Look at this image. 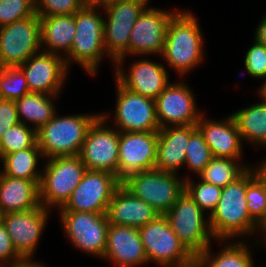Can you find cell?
I'll return each mask as SVG.
<instances>
[{
	"mask_svg": "<svg viewBox=\"0 0 266 267\" xmlns=\"http://www.w3.org/2000/svg\"><path fill=\"white\" fill-rule=\"evenodd\" d=\"M247 171L235 182L222 188L216 209L209 223L216 241H229L259 233L260 226L250 217L246 200Z\"/></svg>",
	"mask_w": 266,
	"mask_h": 267,
	"instance_id": "1",
	"label": "cell"
},
{
	"mask_svg": "<svg viewBox=\"0 0 266 267\" xmlns=\"http://www.w3.org/2000/svg\"><path fill=\"white\" fill-rule=\"evenodd\" d=\"M192 12L179 10L169 21L162 57L179 76L188 74L204 59L201 27Z\"/></svg>",
	"mask_w": 266,
	"mask_h": 267,
	"instance_id": "2",
	"label": "cell"
},
{
	"mask_svg": "<svg viewBox=\"0 0 266 267\" xmlns=\"http://www.w3.org/2000/svg\"><path fill=\"white\" fill-rule=\"evenodd\" d=\"M98 113L75 114L53 118L37 130V145L45 159L78 156L90 126Z\"/></svg>",
	"mask_w": 266,
	"mask_h": 267,
	"instance_id": "3",
	"label": "cell"
},
{
	"mask_svg": "<svg viewBox=\"0 0 266 267\" xmlns=\"http://www.w3.org/2000/svg\"><path fill=\"white\" fill-rule=\"evenodd\" d=\"M99 7L97 4L84 5L75 14V37L69 53L64 57L68 68L72 61L77 62L91 76L96 75L107 54L103 36L104 18L100 16L104 12H97Z\"/></svg>",
	"mask_w": 266,
	"mask_h": 267,
	"instance_id": "4",
	"label": "cell"
},
{
	"mask_svg": "<svg viewBox=\"0 0 266 267\" xmlns=\"http://www.w3.org/2000/svg\"><path fill=\"white\" fill-rule=\"evenodd\" d=\"M148 0H108L100 5L104 17V45L114 65H122L129 54L131 30Z\"/></svg>",
	"mask_w": 266,
	"mask_h": 267,
	"instance_id": "5",
	"label": "cell"
},
{
	"mask_svg": "<svg viewBox=\"0 0 266 267\" xmlns=\"http://www.w3.org/2000/svg\"><path fill=\"white\" fill-rule=\"evenodd\" d=\"M39 185V202L46 209L62 208L81 182L86 166L79 156L46 159Z\"/></svg>",
	"mask_w": 266,
	"mask_h": 267,
	"instance_id": "6",
	"label": "cell"
},
{
	"mask_svg": "<svg viewBox=\"0 0 266 267\" xmlns=\"http://www.w3.org/2000/svg\"><path fill=\"white\" fill-rule=\"evenodd\" d=\"M122 185L160 215H165L185 191L184 178L155 168L128 176L122 181Z\"/></svg>",
	"mask_w": 266,
	"mask_h": 267,
	"instance_id": "7",
	"label": "cell"
},
{
	"mask_svg": "<svg viewBox=\"0 0 266 267\" xmlns=\"http://www.w3.org/2000/svg\"><path fill=\"white\" fill-rule=\"evenodd\" d=\"M165 216L172 231L194 256H199L215 240L209 218L206 220L205 212L186 191L178 197Z\"/></svg>",
	"mask_w": 266,
	"mask_h": 267,
	"instance_id": "8",
	"label": "cell"
},
{
	"mask_svg": "<svg viewBox=\"0 0 266 267\" xmlns=\"http://www.w3.org/2000/svg\"><path fill=\"white\" fill-rule=\"evenodd\" d=\"M100 114L90 126L78 156L87 170L106 171L118 177L120 132L105 123L108 113Z\"/></svg>",
	"mask_w": 266,
	"mask_h": 267,
	"instance_id": "9",
	"label": "cell"
},
{
	"mask_svg": "<svg viewBox=\"0 0 266 267\" xmlns=\"http://www.w3.org/2000/svg\"><path fill=\"white\" fill-rule=\"evenodd\" d=\"M148 262L161 267H170L190 261L194 255L185 247L172 231L165 215L138 228Z\"/></svg>",
	"mask_w": 266,
	"mask_h": 267,
	"instance_id": "10",
	"label": "cell"
},
{
	"mask_svg": "<svg viewBox=\"0 0 266 267\" xmlns=\"http://www.w3.org/2000/svg\"><path fill=\"white\" fill-rule=\"evenodd\" d=\"M41 49L37 13L0 27V68L19 67Z\"/></svg>",
	"mask_w": 266,
	"mask_h": 267,
	"instance_id": "11",
	"label": "cell"
},
{
	"mask_svg": "<svg viewBox=\"0 0 266 267\" xmlns=\"http://www.w3.org/2000/svg\"><path fill=\"white\" fill-rule=\"evenodd\" d=\"M64 233L75 248L103 259L109 222L106 214L60 211Z\"/></svg>",
	"mask_w": 266,
	"mask_h": 267,
	"instance_id": "12",
	"label": "cell"
},
{
	"mask_svg": "<svg viewBox=\"0 0 266 267\" xmlns=\"http://www.w3.org/2000/svg\"><path fill=\"white\" fill-rule=\"evenodd\" d=\"M114 128L119 132H151L160 129L154 99L125 88L116 78Z\"/></svg>",
	"mask_w": 266,
	"mask_h": 267,
	"instance_id": "13",
	"label": "cell"
},
{
	"mask_svg": "<svg viewBox=\"0 0 266 267\" xmlns=\"http://www.w3.org/2000/svg\"><path fill=\"white\" fill-rule=\"evenodd\" d=\"M121 184L112 173L87 170L69 200L59 210L106 214L108 204Z\"/></svg>",
	"mask_w": 266,
	"mask_h": 267,
	"instance_id": "14",
	"label": "cell"
},
{
	"mask_svg": "<svg viewBox=\"0 0 266 267\" xmlns=\"http://www.w3.org/2000/svg\"><path fill=\"white\" fill-rule=\"evenodd\" d=\"M178 11L149 8L147 5L131 30L129 56L162 55L169 21Z\"/></svg>",
	"mask_w": 266,
	"mask_h": 267,
	"instance_id": "15",
	"label": "cell"
},
{
	"mask_svg": "<svg viewBox=\"0 0 266 267\" xmlns=\"http://www.w3.org/2000/svg\"><path fill=\"white\" fill-rule=\"evenodd\" d=\"M50 210L43 205L34 209L4 213L2 223L10 236L16 252L25 260H32L37 245L48 222Z\"/></svg>",
	"mask_w": 266,
	"mask_h": 267,
	"instance_id": "16",
	"label": "cell"
},
{
	"mask_svg": "<svg viewBox=\"0 0 266 267\" xmlns=\"http://www.w3.org/2000/svg\"><path fill=\"white\" fill-rule=\"evenodd\" d=\"M159 127L197 125L203 112L186 83H170L155 99Z\"/></svg>",
	"mask_w": 266,
	"mask_h": 267,
	"instance_id": "17",
	"label": "cell"
},
{
	"mask_svg": "<svg viewBox=\"0 0 266 267\" xmlns=\"http://www.w3.org/2000/svg\"><path fill=\"white\" fill-rule=\"evenodd\" d=\"M158 131L120 132L118 150V179L155 168Z\"/></svg>",
	"mask_w": 266,
	"mask_h": 267,
	"instance_id": "18",
	"label": "cell"
},
{
	"mask_svg": "<svg viewBox=\"0 0 266 267\" xmlns=\"http://www.w3.org/2000/svg\"><path fill=\"white\" fill-rule=\"evenodd\" d=\"M30 92L60 95L69 68L63 56L39 51L19 66Z\"/></svg>",
	"mask_w": 266,
	"mask_h": 267,
	"instance_id": "19",
	"label": "cell"
},
{
	"mask_svg": "<svg viewBox=\"0 0 266 267\" xmlns=\"http://www.w3.org/2000/svg\"><path fill=\"white\" fill-rule=\"evenodd\" d=\"M123 65H115V78L127 89L156 99L171 83L165 65L150 59L136 60L126 73Z\"/></svg>",
	"mask_w": 266,
	"mask_h": 267,
	"instance_id": "20",
	"label": "cell"
},
{
	"mask_svg": "<svg viewBox=\"0 0 266 267\" xmlns=\"http://www.w3.org/2000/svg\"><path fill=\"white\" fill-rule=\"evenodd\" d=\"M103 258L118 267L148 263L138 228L109 224Z\"/></svg>",
	"mask_w": 266,
	"mask_h": 267,
	"instance_id": "21",
	"label": "cell"
},
{
	"mask_svg": "<svg viewBox=\"0 0 266 267\" xmlns=\"http://www.w3.org/2000/svg\"><path fill=\"white\" fill-rule=\"evenodd\" d=\"M203 113L197 122V128L203 134L213 157L240 159L243 152V141L238 125L231 114L224 120H210Z\"/></svg>",
	"mask_w": 266,
	"mask_h": 267,
	"instance_id": "22",
	"label": "cell"
},
{
	"mask_svg": "<svg viewBox=\"0 0 266 267\" xmlns=\"http://www.w3.org/2000/svg\"><path fill=\"white\" fill-rule=\"evenodd\" d=\"M160 215L122 184L115 190L106 212L109 224L140 228Z\"/></svg>",
	"mask_w": 266,
	"mask_h": 267,
	"instance_id": "23",
	"label": "cell"
},
{
	"mask_svg": "<svg viewBox=\"0 0 266 267\" xmlns=\"http://www.w3.org/2000/svg\"><path fill=\"white\" fill-rule=\"evenodd\" d=\"M197 125L168 126L158 130L155 169L176 173L185 164L186 147Z\"/></svg>",
	"mask_w": 266,
	"mask_h": 267,
	"instance_id": "24",
	"label": "cell"
},
{
	"mask_svg": "<svg viewBox=\"0 0 266 267\" xmlns=\"http://www.w3.org/2000/svg\"><path fill=\"white\" fill-rule=\"evenodd\" d=\"M39 205V186L33 180L13 178L0 171V209L3 214L27 211Z\"/></svg>",
	"mask_w": 266,
	"mask_h": 267,
	"instance_id": "25",
	"label": "cell"
},
{
	"mask_svg": "<svg viewBox=\"0 0 266 267\" xmlns=\"http://www.w3.org/2000/svg\"><path fill=\"white\" fill-rule=\"evenodd\" d=\"M39 17L41 47L47 46L42 51L65 57L76 33L75 14Z\"/></svg>",
	"mask_w": 266,
	"mask_h": 267,
	"instance_id": "26",
	"label": "cell"
},
{
	"mask_svg": "<svg viewBox=\"0 0 266 267\" xmlns=\"http://www.w3.org/2000/svg\"><path fill=\"white\" fill-rule=\"evenodd\" d=\"M261 97L259 103L242 108L232 115L238 125L242 141L252 146L259 145L266 148V98ZM254 144V145H253Z\"/></svg>",
	"mask_w": 266,
	"mask_h": 267,
	"instance_id": "27",
	"label": "cell"
},
{
	"mask_svg": "<svg viewBox=\"0 0 266 267\" xmlns=\"http://www.w3.org/2000/svg\"><path fill=\"white\" fill-rule=\"evenodd\" d=\"M58 95L29 92L27 95L15 101L19 122L27 125L34 124V129L50 121L56 113L52 100Z\"/></svg>",
	"mask_w": 266,
	"mask_h": 267,
	"instance_id": "28",
	"label": "cell"
},
{
	"mask_svg": "<svg viewBox=\"0 0 266 267\" xmlns=\"http://www.w3.org/2000/svg\"><path fill=\"white\" fill-rule=\"evenodd\" d=\"M40 158L44 157L39 147L6 154L0 159L3 166L1 172L13 178L33 180L39 186L42 172L37 169V165Z\"/></svg>",
	"mask_w": 266,
	"mask_h": 267,
	"instance_id": "29",
	"label": "cell"
},
{
	"mask_svg": "<svg viewBox=\"0 0 266 267\" xmlns=\"http://www.w3.org/2000/svg\"><path fill=\"white\" fill-rule=\"evenodd\" d=\"M224 242V243H223ZM231 242V243H229ZM222 240L224 246L220 252L213 255L211 245L208 246L199 258L203 261L205 267H254L251 251L247 243L242 241L233 242Z\"/></svg>",
	"mask_w": 266,
	"mask_h": 267,
	"instance_id": "30",
	"label": "cell"
},
{
	"mask_svg": "<svg viewBox=\"0 0 266 267\" xmlns=\"http://www.w3.org/2000/svg\"><path fill=\"white\" fill-rule=\"evenodd\" d=\"M238 161L241 159L213 157L198 175V179L223 188L235 182L250 168V165Z\"/></svg>",
	"mask_w": 266,
	"mask_h": 267,
	"instance_id": "31",
	"label": "cell"
},
{
	"mask_svg": "<svg viewBox=\"0 0 266 267\" xmlns=\"http://www.w3.org/2000/svg\"><path fill=\"white\" fill-rule=\"evenodd\" d=\"M246 200L250 217L260 226L266 225V186L252 166L247 170Z\"/></svg>",
	"mask_w": 266,
	"mask_h": 267,
	"instance_id": "32",
	"label": "cell"
},
{
	"mask_svg": "<svg viewBox=\"0 0 266 267\" xmlns=\"http://www.w3.org/2000/svg\"><path fill=\"white\" fill-rule=\"evenodd\" d=\"M38 147L37 130L21 122L7 130L0 139V159L16 151Z\"/></svg>",
	"mask_w": 266,
	"mask_h": 267,
	"instance_id": "33",
	"label": "cell"
},
{
	"mask_svg": "<svg viewBox=\"0 0 266 267\" xmlns=\"http://www.w3.org/2000/svg\"><path fill=\"white\" fill-rule=\"evenodd\" d=\"M185 179V191L195 201V203L208 214L216 209L218 201L221 197L222 187L203 182L202 180L196 183L186 176Z\"/></svg>",
	"mask_w": 266,
	"mask_h": 267,
	"instance_id": "34",
	"label": "cell"
},
{
	"mask_svg": "<svg viewBox=\"0 0 266 267\" xmlns=\"http://www.w3.org/2000/svg\"><path fill=\"white\" fill-rule=\"evenodd\" d=\"M29 92L27 79L19 67L0 68V99L16 101Z\"/></svg>",
	"mask_w": 266,
	"mask_h": 267,
	"instance_id": "35",
	"label": "cell"
},
{
	"mask_svg": "<svg viewBox=\"0 0 266 267\" xmlns=\"http://www.w3.org/2000/svg\"><path fill=\"white\" fill-rule=\"evenodd\" d=\"M212 158V152L205 142L203 134L197 129L190 136L186 147L185 166L198 176Z\"/></svg>",
	"mask_w": 266,
	"mask_h": 267,
	"instance_id": "36",
	"label": "cell"
},
{
	"mask_svg": "<svg viewBox=\"0 0 266 267\" xmlns=\"http://www.w3.org/2000/svg\"><path fill=\"white\" fill-rule=\"evenodd\" d=\"M35 14V0H0V27Z\"/></svg>",
	"mask_w": 266,
	"mask_h": 267,
	"instance_id": "37",
	"label": "cell"
},
{
	"mask_svg": "<svg viewBox=\"0 0 266 267\" xmlns=\"http://www.w3.org/2000/svg\"><path fill=\"white\" fill-rule=\"evenodd\" d=\"M84 5L81 0H35L38 16L76 14Z\"/></svg>",
	"mask_w": 266,
	"mask_h": 267,
	"instance_id": "38",
	"label": "cell"
},
{
	"mask_svg": "<svg viewBox=\"0 0 266 267\" xmlns=\"http://www.w3.org/2000/svg\"><path fill=\"white\" fill-rule=\"evenodd\" d=\"M253 42L245 54V71L253 78L264 79V83L261 84L262 87L266 83V46L255 39Z\"/></svg>",
	"mask_w": 266,
	"mask_h": 267,
	"instance_id": "39",
	"label": "cell"
},
{
	"mask_svg": "<svg viewBox=\"0 0 266 267\" xmlns=\"http://www.w3.org/2000/svg\"><path fill=\"white\" fill-rule=\"evenodd\" d=\"M12 260V261H11ZM25 261L15 250L5 225L0 223V262L11 267Z\"/></svg>",
	"mask_w": 266,
	"mask_h": 267,
	"instance_id": "40",
	"label": "cell"
},
{
	"mask_svg": "<svg viewBox=\"0 0 266 267\" xmlns=\"http://www.w3.org/2000/svg\"><path fill=\"white\" fill-rule=\"evenodd\" d=\"M18 123L15 101L0 99V139L7 130Z\"/></svg>",
	"mask_w": 266,
	"mask_h": 267,
	"instance_id": "41",
	"label": "cell"
},
{
	"mask_svg": "<svg viewBox=\"0 0 266 267\" xmlns=\"http://www.w3.org/2000/svg\"><path fill=\"white\" fill-rule=\"evenodd\" d=\"M254 39L266 46V15H264L257 27Z\"/></svg>",
	"mask_w": 266,
	"mask_h": 267,
	"instance_id": "42",
	"label": "cell"
},
{
	"mask_svg": "<svg viewBox=\"0 0 266 267\" xmlns=\"http://www.w3.org/2000/svg\"><path fill=\"white\" fill-rule=\"evenodd\" d=\"M170 267H205L203 264V261L199 258V256H194L190 261L179 264V265H173Z\"/></svg>",
	"mask_w": 266,
	"mask_h": 267,
	"instance_id": "43",
	"label": "cell"
},
{
	"mask_svg": "<svg viewBox=\"0 0 266 267\" xmlns=\"http://www.w3.org/2000/svg\"><path fill=\"white\" fill-rule=\"evenodd\" d=\"M256 174L258 175V177L264 182L265 186H266V158L264 160V162L262 161L260 163V165L254 168Z\"/></svg>",
	"mask_w": 266,
	"mask_h": 267,
	"instance_id": "44",
	"label": "cell"
},
{
	"mask_svg": "<svg viewBox=\"0 0 266 267\" xmlns=\"http://www.w3.org/2000/svg\"><path fill=\"white\" fill-rule=\"evenodd\" d=\"M42 262H35L34 260H28V261H23L19 264H16L14 267H47L44 263Z\"/></svg>",
	"mask_w": 266,
	"mask_h": 267,
	"instance_id": "45",
	"label": "cell"
},
{
	"mask_svg": "<svg viewBox=\"0 0 266 267\" xmlns=\"http://www.w3.org/2000/svg\"><path fill=\"white\" fill-rule=\"evenodd\" d=\"M259 233L263 234V235H262V236H264V237H263V238H264L263 240H265V241H263V242H265V243H263V244L265 245V244H266V225L260 228Z\"/></svg>",
	"mask_w": 266,
	"mask_h": 267,
	"instance_id": "46",
	"label": "cell"
},
{
	"mask_svg": "<svg viewBox=\"0 0 266 267\" xmlns=\"http://www.w3.org/2000/svg\"><path fill=\"white\" fill-rule=\"evenodd\" d=\"M259 89L260 90L258 92L266 98V83Z\"/></svg>",
	"mask_w": 266,
	"mask_h": 267,
	"instance_id": "47",
	"label": "cell"
},
{
	"mask_svg": "<svg viewBox=\"0 0 266 267\" xmlns=\"http://www.w3.org/2000/svg\"><path fill=\"white\" fill-rule=\"evenodd\" d=\"M85 5H95L96 0H81Z\"/></svg>",
	"mask_w": 266,
	"mask_h": 267,
	"instance_id": "48",
	"label": "cell"
},
{
	"mask_svg": "<svg viewBox=\"0 0 266 267\" xmlns=\"http://www.w3.org/2000/svg\"><path fill=\"white\" fill-rule=\"evenodd\" d=\"M106 1H108V0H96V4H97V5H101V4H103L104 2H106Z\"/></svg>",
	"mask_w": 266,
	"mask_h": 267,
	"instance_id": "49",
	"label": "cell"
},
{
	"mask_svg": "<svg viewBox=\"0 0 266 267\" xmlns=\"http://www.w3.org/2000/svg\"><path fill=\"white\" fill-rule=\"evenodd\" d=\"M0 267H11V266H9V265H7V264H5V263H1V262H0Z\"/></svg>",
	"mask_w": 266,
	"mask_h": 267,
	"instance_id": "50",
	"label": "cell"
},
{
	"mask_svg": "<svg viewBox=\"0 0 266 267\" xmlns=\"http://www.w3.org/2000/svg\"><path fill=\"white\" fill-rule=\"evenodd\" d=\"M2 216H3V213L1 212V209H0V223L2 222Z\"/></svg>",
	"mask_w": 266,
	"mask_h": 267,
	"instance_id": "51",
	"label": "cell"
}]
</instances>
